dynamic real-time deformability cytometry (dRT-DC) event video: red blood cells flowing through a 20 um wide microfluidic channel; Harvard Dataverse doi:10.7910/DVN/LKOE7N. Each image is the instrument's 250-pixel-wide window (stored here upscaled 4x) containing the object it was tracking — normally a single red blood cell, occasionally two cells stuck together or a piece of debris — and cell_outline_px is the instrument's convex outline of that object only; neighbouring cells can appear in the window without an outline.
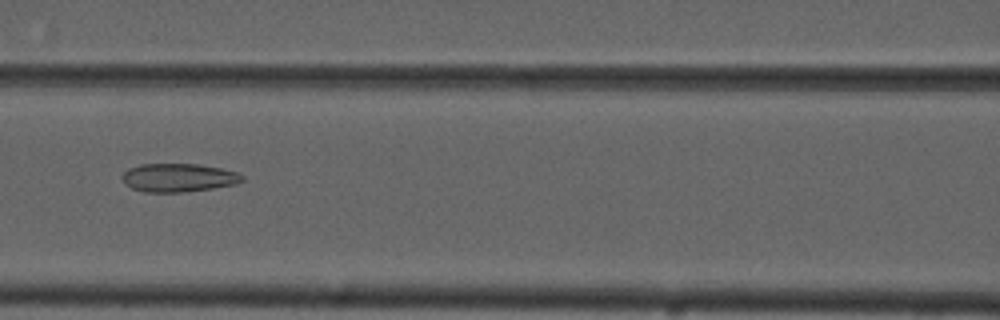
{"species": "common noctule bat (a hibernating species)", "species_latin": "Nyctalus noctula", "temperature_condition": "cold", "stored_images_in_passage": 4, "camera_frame_rate_fps": 3000, "um_per_image_px": 0.085, "animal": {"sex": "male", "forearm_length_mm": 52.5}, "frame": {"image": 1, "passage_image": 3, "time_ms": 2.333, "image_size_px": [1000, 320], "cell_outline_px": [[244, 180], [236, 184], [212, 188], [184, 192], [144, 192], [132, 188], [124, 184], [120, 176], [128, 168], [140, 164], [196, 164], [220, 168], [236, 172], [244, 176]], "centroid_in_image_um": [15.13, 15.1], "position_along_channel_um": 151.5, "area_um2": 19.94}}
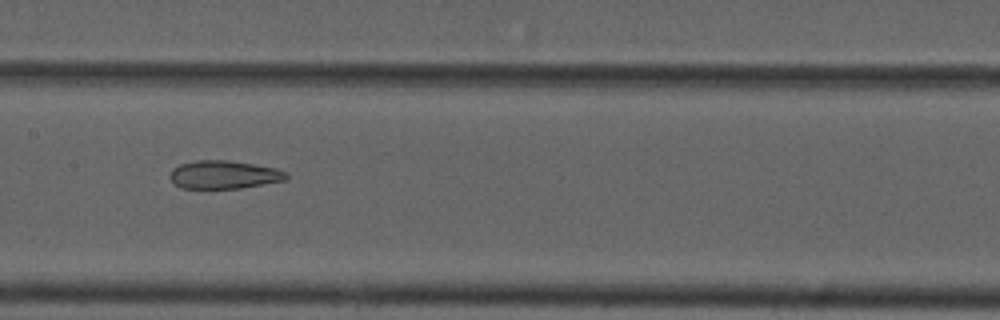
{"frame": {"image": 2, "passage_image": 4, "time_ms": 3.333, "image_size_px": [1000, 320], "cell_outline_px": [[288, 176], [284, 180], [240, 188], [180, 188], [168, 176], [172, 168], [180, 164], [196, 160], [228, 160], [276, 168], [288, 172]], "centroid_in_image_um": [19.01, 14.84], "position_along_channel_um": 188.4, "area_um2": 19.02}}